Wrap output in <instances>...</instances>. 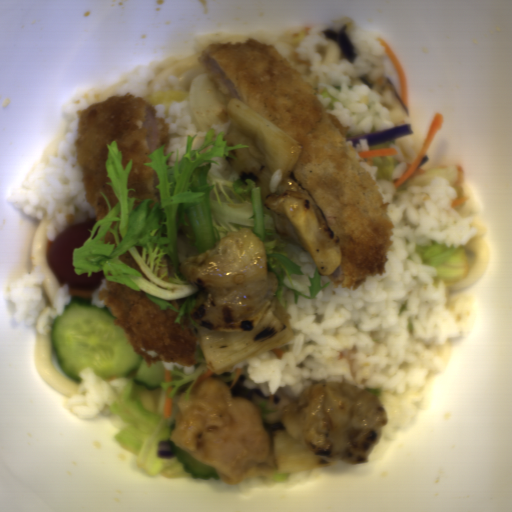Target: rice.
<instances>
[{
    "label": "rice",
    "mask_w": 512,
    "mask_h": 512,
    "mask_svg": "<svg viewBox=\"0 0 512 512\" xmlns=\"http://www.w3.org/2000/svg\"><path fill=\"white\" fill-rule=\"evenodd\" d=\"M283 174H282V171H275L271 180H270V183H269V188H270V193L272 192H276L279 184L281 183L282 179H283Z\"/></svg>",
    "instance_id": "e7b20468"
},
{
    "label": "rice",
    "mask_w": 512,
    "mask_h": 512,
    "mask_svg": "<svg viewBox=\"0 0 512 512\" xmlns=\"http://www.w3.org/2000/svg\"><path fill=\"white\" fill-rule=\"evenodd\" d=\"M106 285H108V279L104 278L103 276L100 286L95 290H91V303L94 304L99 309L109 312L108 305L100 294L101 289Z\"/></svg>",
    "instance_id": "0b520998"
},
{
    "label": "rice",
    "mask_w": 512,
    "mask_h": 512,
    "mask_svg": "<svg viewBox=\"0 0 512 512\" xmlns=\"http://www.w3.org/2000/svg\"><path fill=\"white\" fill-rule=\"evenodd\" d=\"M293 254L303 274L302 276H289L285 280L286 285L308 296L311 286L309 278L315 275L318 268L308 251L302 246L296 247Z\"/></svg>",
    "instance_id": "a3056103"
},
{
    "label": "rice",
    "mask_w": 512,
    "mask_h": 512,
    "mask_svg": "<svg viewBox=\"0 0 512 512\" xmlns=\"http://www.w3.org/2000/svg\"><path fill=\"white\" fill-rule=\"evenodd\" d=\"M181 58H164L143 64L115 83L87 90L63 109L71 117L69 129L63 134L58 152L37 164L26 182L10 193L9 204L17 206L23 215L41 221L47 241L56 239L68 227L83 220L97 219L96 209L88 200L77 146L76 125L81 110L94 101L115 95H140L179 92L186 94L192 82L206 70L189 69L180 76L160 75V72Z\"/></svg>",
    "instance_id": "023b6e5f"
},
{
    "label": "rice",
    "mask_w": 512,
    "mask_h": 512,
    "mask_svg": "<svg viewBox=\"0 0 512 512\" xmlns=\"http://www.w3.org/2000/svg\"><path fill=\"white\" fill-rule=\"evenodd\" d=\"M78 388L64 402L67 409L80 420L112 413L110 408L118 400L131 377L105 379L94 369L80 370Z\"/></svg>",
    "instance_id": "b023fe2a"
},
{
    "label": "rice",
    "mask_w": 512,
    "mask_h": 512,
    "mask_svg": "<svg viewBox=\"0 0 512 512\" xmlns=\"http://www.w3.org/2000/svg\"><path fill=\"white\" fill-rule=\"evenodd\" d=\"M45 279L43 269L36 266L33 272L14 278L3 294L13 304L15 322L25 324L40 335L52 332L53 320L64 314L73 297L68 285L61 284L52 304L47 306L42 290Z\"/></svg>",
    "instance_id": "acb35da6"
},
{
    "label": "rice",
    "mask_w": 512,
    "mask_h": 512,
    "mask_svg": "<svg viewBox=\"0 0 512 512\" xmlns=\"http://www.w3.org/2000/svg\"><path fill=\"white\" fill-rule=\"evenodd\" d=\"M324 26H311L299 41L270 44L299 74L344 137L407 124L405 104L387 75L385 48L370 47L346 35L354 50L350 62L325 63L328 45Z\"/></svg>",
    "instance_id": "8eca5e8b"
},
{
    "label": "rice",
    "mask_w": 512,
    "mask_h": 512,
    "mask_svg": "<svg viewBox=\"0 0 512 512\" xmlns=\"http://www.w3.org/2000/svg\"><path fill=\"white\" fill-rule=\"evenodd\" d=\"M163 118L168 131L169 143L166 155L172 152L185 154L187 138L196 136L192 148L199 149L208 130H214L226 136L232 128L231 115L226 122L217 123L212 129L196 130L197 124L191 114L189 104L185 101L162 102L152 106Z\"/></svg>",
    "instance_id": "e3fd555f"
},
{
    "label": "rice",
    "mask_w": 512,
    "mask_h": 512,
    "mask_svg": "<svg viewBox=\"0 0 512 512\" xmlns=\"http://www.w3.org/2000/svg\"><path fill=\"white\" fill-rule=\"evenodd\" d=\"M350 146L352 147L354 153H361L365 151H369L370 145L367 140H359V144L354 145L353 141H348Z\"/></svg>",
    "instance_id": "d2b440a0"
},
{
    "label": "rice",
    "mask_w": 512,
    "mask_h": 512,
    "mask_svg": "<svg viewBox=\"0 0 512 512\" xmlns=\"http://www.w3.org/2000/svg\"><path fill=\"white\" fill-rule=\"evenodd\" d=\"M163 363L164 371L169 370L171 373V380H173V371L174 368H177L178 370L184 372L185 374H190L195 371V369L200 365L198 364H186L182 362H176L171 360H161Z\"/></svg>",
    "instance_id": "f2f60c81"
},
{
    "label": "rice",
    "mask_w": 512,
    "mask_h": 512,
    "mask_svg": "<svg viewBox=\"0 0 512 512\" xmlns=\"http://www.w3.org/2000/svg\"><path fill=\"white\" fill-rule=\"evenodd\" d=\"M389 147L398 162L393 182L375 180L377 167L361 162L393 225L383 274L367 277L358 289L323 275L325 288L312 299L299 296L298 303L283 288L290 342L232 367L242 371L247 389H260L267 398L287 395L296 401L320 382H350L374 393L386 412L377 444L410 427L425 383L451 360L469 322L470 297L450 295L441 279L435 284V267L415 247L432 241L466 247L477 234L472 219L452 207L457 193L446 178L411 186L393 200L407 165L399 138Z\"/></svg>",
    "instance_id": "652b925c"
}]
</instances>
